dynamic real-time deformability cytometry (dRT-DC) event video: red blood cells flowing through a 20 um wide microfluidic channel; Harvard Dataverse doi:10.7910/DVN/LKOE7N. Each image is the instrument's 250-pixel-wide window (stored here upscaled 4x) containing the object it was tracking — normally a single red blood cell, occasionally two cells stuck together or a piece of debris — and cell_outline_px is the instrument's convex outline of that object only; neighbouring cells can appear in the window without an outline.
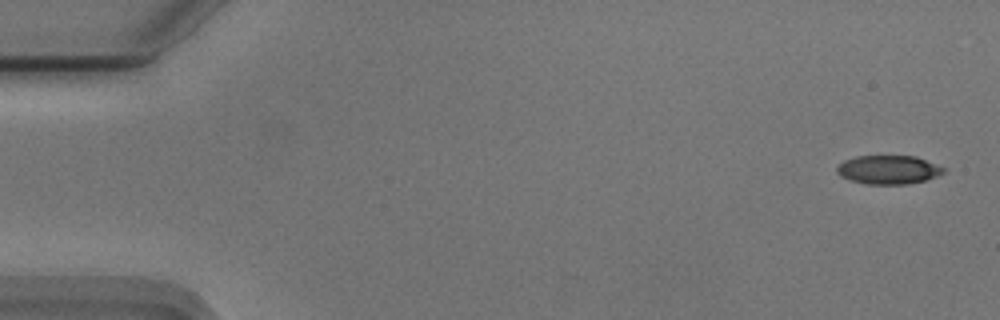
{"species": "Egyptian fruit bat (a non-hibernating species)", "species_latin": "Rousettus aegyptiacus", "temperature_condition": "cold", "stored_images_in_passage": 54, "camera_frame_rate_fps": 3000, "um_per_image_px": 0.085, "animal": {"sex": "male"}, "frame": {"image": 1, "passage_image": 1, "time_ms": 0.0, "image_size_px": [1000, 320], "cell_outline_px": [[944, 172], [936, 176], [924, 180], [908, 184], [868, 184], [852, 180], [840, 176], [836, 172], [836, 168], [844, 160], [856, 156], [916, 156], [944, 168]], "centroid_in_image_um": [75.48, 14.42], "position_along_channel_um": 9.5, "area_um2": 17.63}}
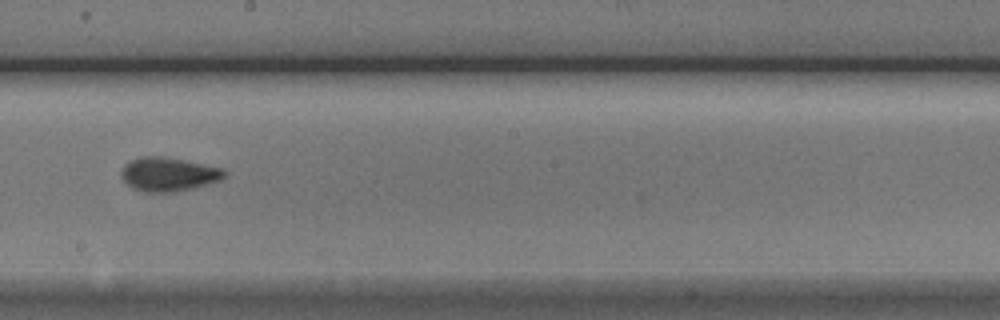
{"frame": {"image": 2, "passage_image": 30, "time_ms": 9.667, "image_size_px": [1000, 320], "cell_outline_px": [[228, 172], [220, 180], [192, 188], [176, 192], [144, 192], [132, 188], [120, 176], [120, 172], [124, 164], [128, 160], [140, 156], [164, 156], [224, 168]], "centroid_in_image_um": [14.29, 14.8], "position_along_channel_um": 233.9, "area_um2": 20.58}}
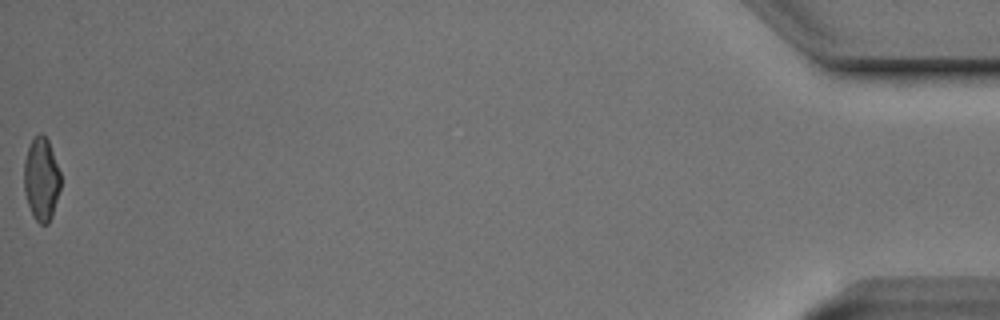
{"frame": {"image": 3, "passage_image": 54, "time_ms": 17.667, "image_size_px": [1000, 320], "cell_outline_px": [[60, 188], [52, 216], [48, 224], [40, 224], [32, 216], [24, 192], [24, 160], [28, 148], [32, 140], [40, 132], [48, 140], [60, 172]], "centroid_in_image_um": [3.51, 15.25], "position_along_channel_um": 431.7, "area_um2": 17.63}, "authors_computed_cell_mechanics": {"area_um2": 19.1029, "velocity_mm_per_s": 3.7477, "shape_relaxation_time_tau1_ms": 3.391, "shape_relaxation_time_tau2_ms": 2.3998, "deformation_change_tau1": 0.1154, "deformation_change_tau2": 0.081}}